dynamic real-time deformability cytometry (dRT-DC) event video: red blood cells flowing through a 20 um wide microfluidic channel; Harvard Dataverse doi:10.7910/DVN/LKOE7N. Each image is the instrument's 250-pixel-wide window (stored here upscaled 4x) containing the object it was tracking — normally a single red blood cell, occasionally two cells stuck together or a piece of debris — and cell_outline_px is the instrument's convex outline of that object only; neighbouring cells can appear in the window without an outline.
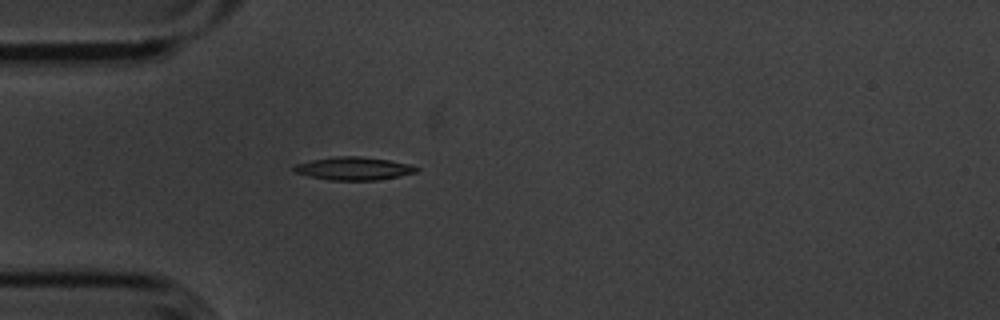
{"species": "common noctule bat (a hibernating species)", "species_latin": "Nyctalus noctula", "temperature_condition": "cold", "stored_images_in_passage": 40, "camera_frame_rate_fps": 3000, "um_per_image_px": 0.085, "animal": {"sex": "male", "body_mass_g": 20.1, "forearm_length_mm": 53.5}, "frame": {"image": 1, "passage_image": 1, "time_ms": 0.0, "image_size_px": [1000, 320], "cell_outline_px": [[420, 168], [416, 172], [376, 180], [332, 180], [308, 176], [296, 172], [292, 168], [296, 164], [312, 160], [336, 156], [360, 156], [388, 160], [408, 164]], "centroid_in_image_um": [30.04, 14.32], "position_along_channel_um": 55.0, "area_um2": 16.13}}
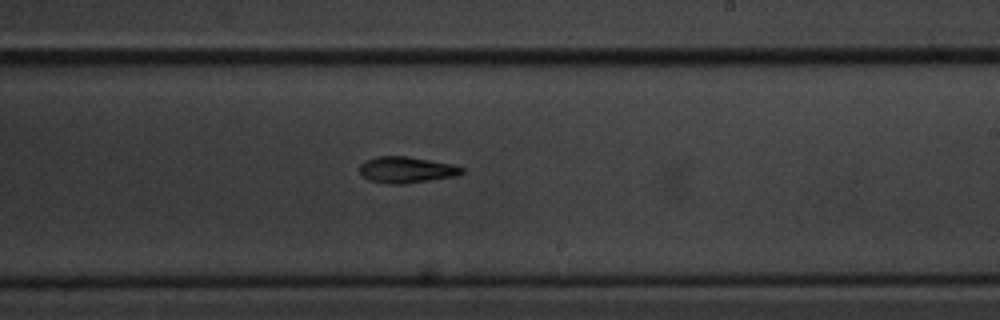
{"frame": {"image": 2, "passage_image": 18, "time_ms": 5.667, "image_size_px": [1000, 320], "cell_outline_px": [[464, 172], [456, 176], [400, 184], [388, 184], [368, 180], [360, 172], [360, 164], [376, 156], [404, 156], [452, 164], [464, 168]], "centroid_in_image_um": [34.54, 14.43], "position_along_channel_um": 254.5, "area_um2": 15.37}}
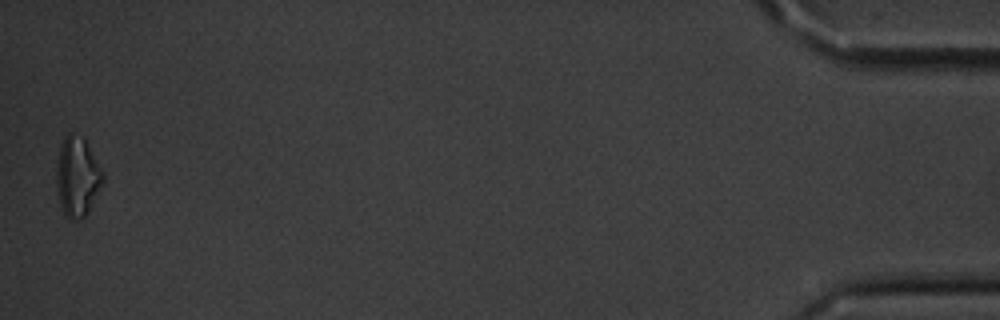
{"frame": {"image": 3, "passage_image": 40, "time_ms": 13.0, "image_size_px": [1000, 320], "cell_outline_px": [[104, 180], [88, 212], [80, 220], [68, 220], [64, 216], [60, 208], [56, 184], [56, 172], [60, 144], [64, 136], [68, 132], [72, 132], [84, 136], [104, 172]], "centroid_in_image_um": [6.56, 15.01], "position_along_channel_um": 428.6, "area_um2": 22.14}, "authors_computed_cell_mechanics": {"area_um2": 15.6927, "velocity_mm_per_s": 3.6207, "shape_relaxation_time_tau1_ms": 3.1327, "shape_relaxation_time_tau2_ms": null, "deformation_change_tau1": 0.15, "deformation_change_tau2": null}}